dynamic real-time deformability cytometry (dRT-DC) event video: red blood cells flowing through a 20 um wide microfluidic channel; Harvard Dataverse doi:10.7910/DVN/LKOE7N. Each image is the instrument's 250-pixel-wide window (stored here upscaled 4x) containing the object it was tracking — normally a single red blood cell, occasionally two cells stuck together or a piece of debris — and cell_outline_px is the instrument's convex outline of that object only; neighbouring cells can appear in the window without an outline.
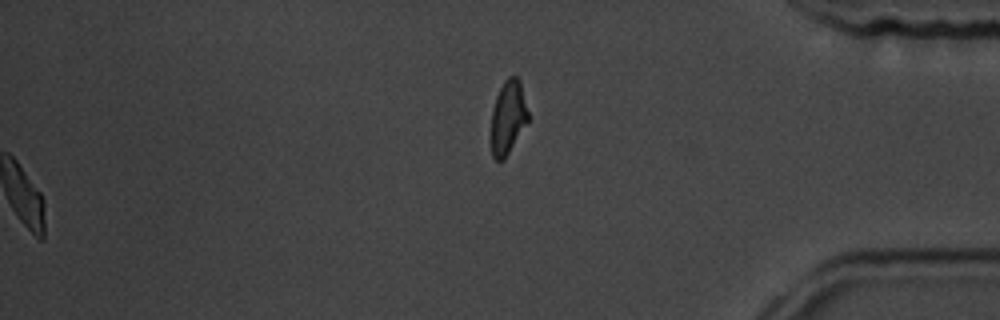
{"species": "common noctule bat (a hibernating species)", "species_latin": "Nyctalus noctula", "temperature_condition": "room temperature", "stored_images_in_passage": 56, "segment_of_instrument_passage": [2, 2], "camera_frame_rate_fps": 3000, "um_per_image_px": 0.085, "animal": {"sex": "male", "body_mass_g": 19.5, "forearm_length_mm": 54.6}, "frame": {"image": 1, "passage_image": 56, "time_ms": 18.333, "image_size_px": [1000, 320], "cell_outline_px": [[528, 120], [504, 160], [496, 160], [492, 156], [492, 108], [496, 96], [504, 80], [508, 76], [516, 76], [520, 80], [528, 112]], "centroid_in_image_um": [43.18, 9.94], "position_along_channel_um": 392.0, "area_um2": 15.61}}